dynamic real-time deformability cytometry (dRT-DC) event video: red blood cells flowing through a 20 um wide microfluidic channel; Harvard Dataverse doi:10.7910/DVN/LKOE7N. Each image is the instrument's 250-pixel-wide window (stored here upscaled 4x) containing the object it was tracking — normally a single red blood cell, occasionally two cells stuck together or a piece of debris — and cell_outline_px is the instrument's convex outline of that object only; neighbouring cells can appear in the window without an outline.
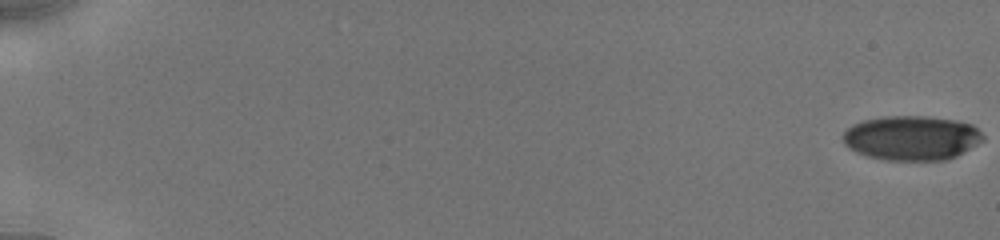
{"species": "human", "species_latin": "Homo sapiens", "temperature_condition": "cold", "stored_images_in_passage": 68, "camera_frame_rate_fps": 3000, "um_per_image_px": 0.085, "donor": {"sex": "male"}, "frame": {"image": 1, "passage_image": 1, "time_ms": 0.0, "image_size_px": [1000, 240], "cell_outline_px": [[984, 140], [964, 152], [956, 156], [944, 160], [884, 160], [868, 156], [856, 152], [848, 148], [844, 144], [844, 132], [852, 124], [864, 120], [888, 116], [924, 116], [952, 120], [972, 124], [984, 136]], "centroid_in_image_um": [77.48, 11.73], "position_along_channel_um": 7.5, "area_um2": 36.18}}
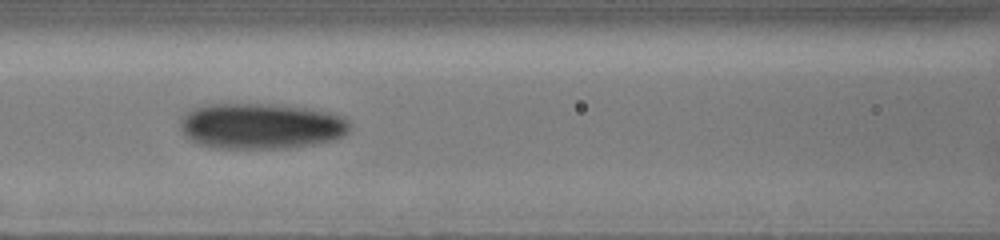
{"frame": {"image": 2, "passage_image": 23, "time_ms": 8.667, "image_size_px": [1000, 240], "cell_outline_px": [[352, 128], [344, 136], [336, 140], [292, 148], [212, 148], [200, 144], [184, 136], [180, 132], [180, 120], [192, 108], [208, 104], [272, 104], [312, 108], [332, 112], [344, 116], [352, 124]], "centroid_in_image_um": [22.25, 10.71], "position_along_channel_um": 144.4, "area_um2": 46.07}}
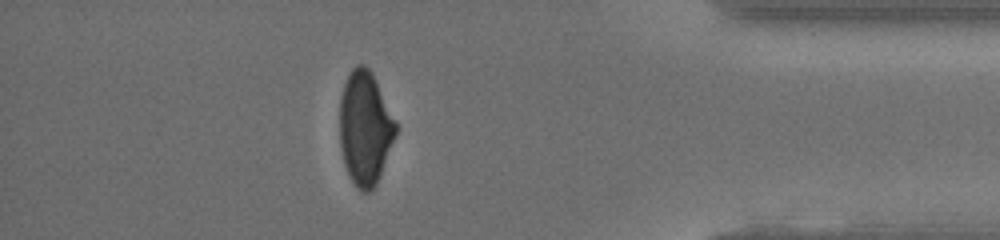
{"frame": {"image": 3, "passage_image": 58, "time_ms": 16.0, "image_size_px": [1000, 240], "cell_outline_px": [[396, 132], [380, 176], [376, 184], [368, 192], [360, 192], [356, 188], [348, 176], [344, 164], [340, 148], [340, 100], [344, 84], [352, 68], [356, 64], [364, 64], [372, 72], [396, 120]], "centroid_in_image_um": [31.01, 10.89], "position_along_channel_um": 404.2, "area_um2": 37.17}, "authors_computed_cell_mechanics": {"area_um2": 39.8242, "velocity_mm_per_s": 3.9355, "shape_relaxation_time_tau1_ms": 5.6937, "shape_relaxation_time_tau2_ms": 3.3268, "deformation_change_tau1": 0.1217, "deformation_change_tau2": 0.0828}}